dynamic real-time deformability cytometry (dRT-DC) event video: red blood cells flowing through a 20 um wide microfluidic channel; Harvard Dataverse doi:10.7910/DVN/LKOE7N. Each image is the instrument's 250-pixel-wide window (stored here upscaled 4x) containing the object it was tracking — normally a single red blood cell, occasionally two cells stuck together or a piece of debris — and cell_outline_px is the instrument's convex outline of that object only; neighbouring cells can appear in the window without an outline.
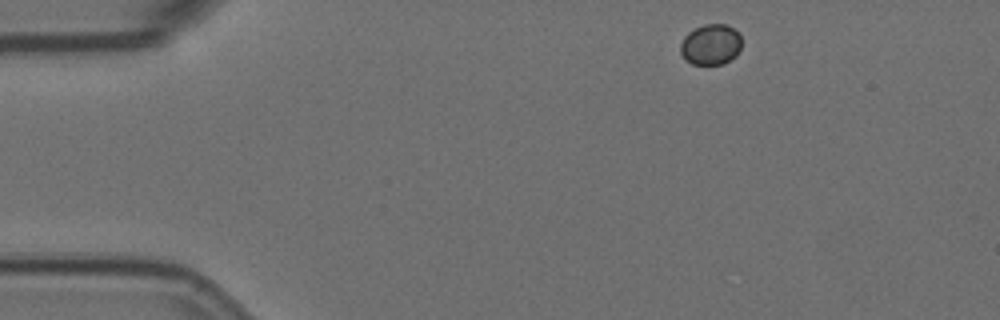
{"species": "Egyptian fruit bat (a non-hibernating species)", "species_latin": "Rousettus aegyptiacus", "temperature_condition": "room temperature", "stored_images_in_passage": 17, "camera_frame_rate_fps": 3000, "um_per_image_px": 0.085, "animal": {"sex": "female"}, "frame": {"image": 1, "passage_image": 1, "time_ms": 0.0, "image_size_px": [1000, 320], "cell_outline_px": [[740, 48], [736, 56], [724, 64], [692, 64], [684, 60], [680, 52], [680, 44], [684, 36], [688, 32], [704, 24], [728, 24], [740, 32]], "centroid_in_image_um": [60.41, 3.78], "position_along_channel_um": 24.6, "area_um2": 14.74}}
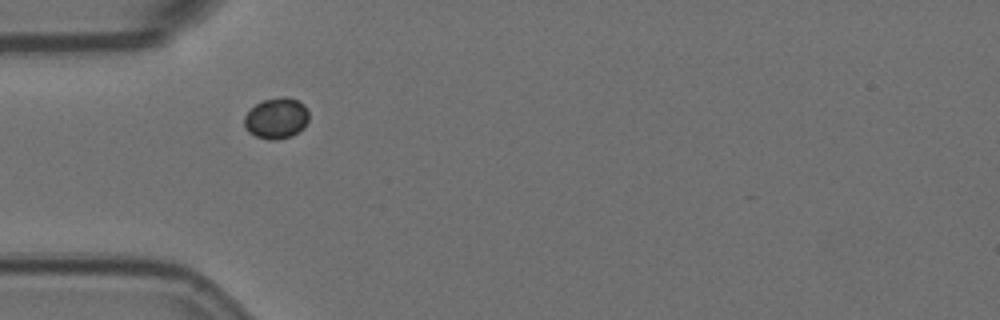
{"frame": {"image": 2, "passage_image": 10, "time_ms": 3.0, "image_size_px": [1000, 320], "cell_outline_px": [[308, 120], [304, 128], [292, 136], [276, 140], [268, 140], [256, 136], [248, 132], [244, 128], [244, 116], [256, 104], [264, 100], [280, 96], [284, 96], [296, 100], [304, 104], [308, 108]], "centroid_in_image_um": [23.5, 10.06], "position_along_channel_um": 61.5, "area_um2": 15.55}}
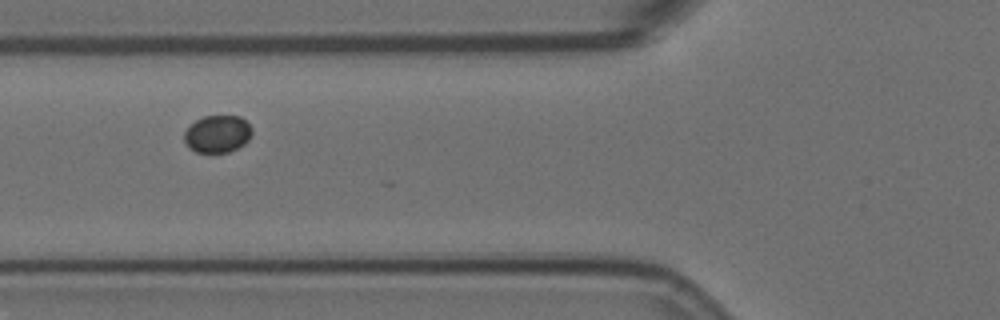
{"frame": {"image": 3, "passage_image": 14, "time_ms": 4.333, "image_size_px": [1000, 320], "cell_outline_px": [[252, 132], [248, 140], [244, 144], [228, 152], [196, 152], [188, 148], [184, 140], [184, 132], [196, 120], [204, 116], [240, 116], [252, 128]], "centroid_in_image_um": [18.47, 11.39], "position_along_channel_um": 107.3, "area_um2": 14.62}}